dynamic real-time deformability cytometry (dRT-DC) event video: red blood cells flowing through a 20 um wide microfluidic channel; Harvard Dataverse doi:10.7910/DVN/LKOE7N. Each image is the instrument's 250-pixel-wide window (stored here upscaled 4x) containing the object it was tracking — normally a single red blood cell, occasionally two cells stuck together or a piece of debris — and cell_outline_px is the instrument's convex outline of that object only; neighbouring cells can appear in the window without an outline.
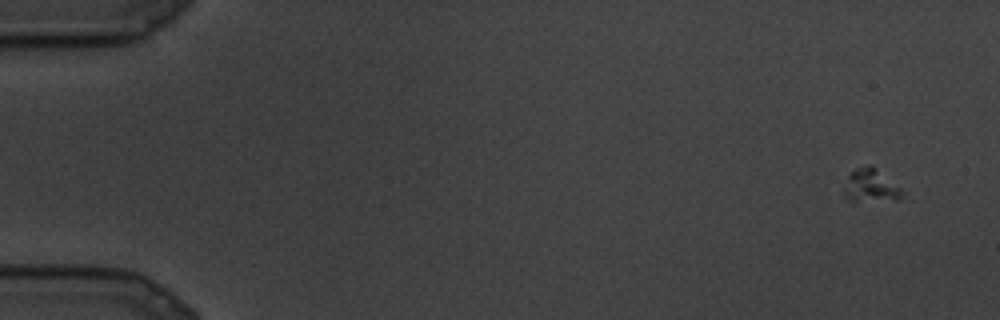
{"species": "common noctule bat (a hibernating species)", "species_latin": "Nyctalus noctula", "temperature_condition": "cold", "stored_images_in_passage": 9, "segment_of_instrument_passage": [1, 2], "camera_frame_rate_fps": 3000, "um_per_image_px": 0.085, "animal": {"sex": "male", "body_mass_g": 19.5, "forearm_length_mm": 54.6}, "frame": {"image": 1, "passage_image": 1, "time_ms": 0.0, "image_size_px": [1000, 320], "cell_outline_px": [[900, 196], [896, 200], [848, 200], [844, 196], [844, 188], [848, 176], [856, 168], [868, 164], [872, 164], [900, 188]], "centroid_in_image_um": [73.96, 15.75], "position_along_channel_um": 11.0, "area_um2": 10.87}}
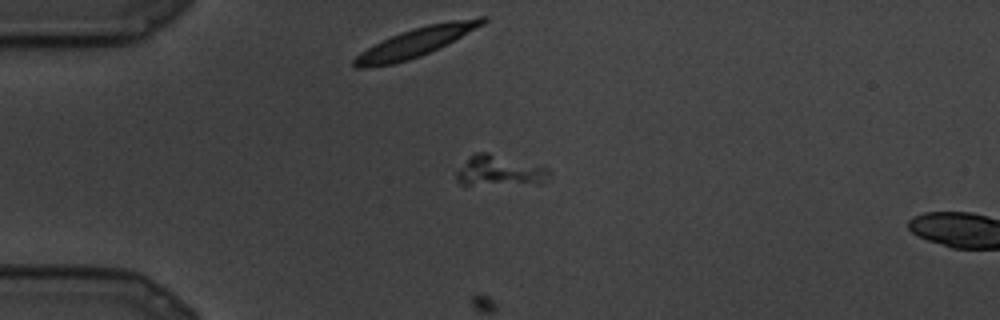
{"frame": {"image": 2, "passage_image": 6, "time_ms": 1.667, "image_size_px": [1000, 320], "cell_outline_px": [[552, 176], [544, 184], [460, 184], [456, 180], [456, 172], [476, 152], [488, 152], [548, 168], [552, 172]], "centroid_in_image_um": [42.55, 14.54], "position_along_channel_um": 42.4, "area_um2": 16.47}}